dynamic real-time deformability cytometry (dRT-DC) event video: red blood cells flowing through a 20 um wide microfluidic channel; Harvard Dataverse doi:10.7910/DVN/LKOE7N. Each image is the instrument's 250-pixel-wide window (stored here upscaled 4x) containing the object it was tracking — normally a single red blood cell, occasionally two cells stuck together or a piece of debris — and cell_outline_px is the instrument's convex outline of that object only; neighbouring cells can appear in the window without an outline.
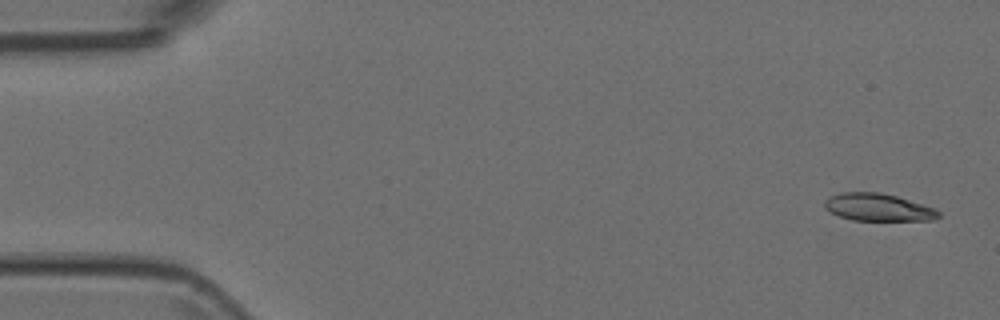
{"species": "Egyptian fruit bat (a non-hibernating species)", "species_latin": "Rousettus aegyptiacus", "temperature_condition": "room temperature", "stored_images_in_passage": 6, "camera_frame_rate_fps": 3000, "um_per_image_px": 0.085, "animal": {"sex": "female"}, "frame": {"image": 1, "passage_image": 1, "time_ms": 0.0, "image_size_px": [1000, 320], "cell_outline_px": [[940, 216], [932, 220], [852, 220], [828, 212], [824, 208], [824, 200], [840, 192], [880, 192], [896, 196], [936, 208], [940, 212]], "centroid_in_image_um": [74.62, 17.62], "position_along_channel_um": 10.4, "area_um2": 18.26}}
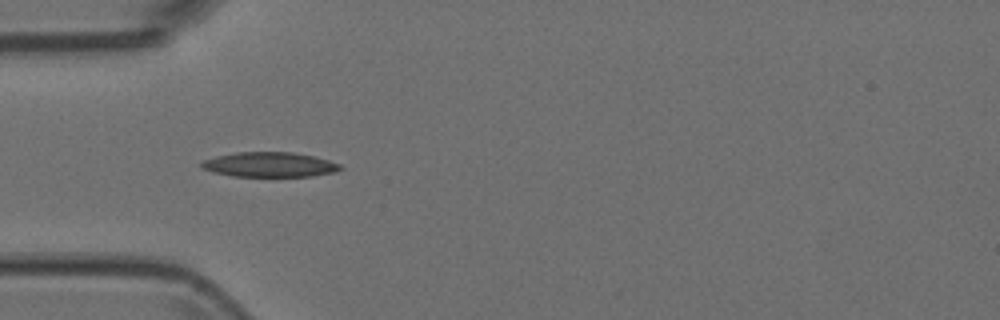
{"frame": {"image": 2, "passage_image": 5, "time_ms": 1.333, "image_size_px": [1000, 320], "cell_outline_px": [[344, 168], [336, 172], [312, 176], [232, 176], [212, 172], [200, 168], [200, 164], [204, 160], [216, 156], [236, 152], [292, 152], [312, 156], [328, 160], [340, 164]], "centroid_in_image_um": [22.9, 13.99], "position_along_channel_um": 62.1, "area_um2": 20.11}}
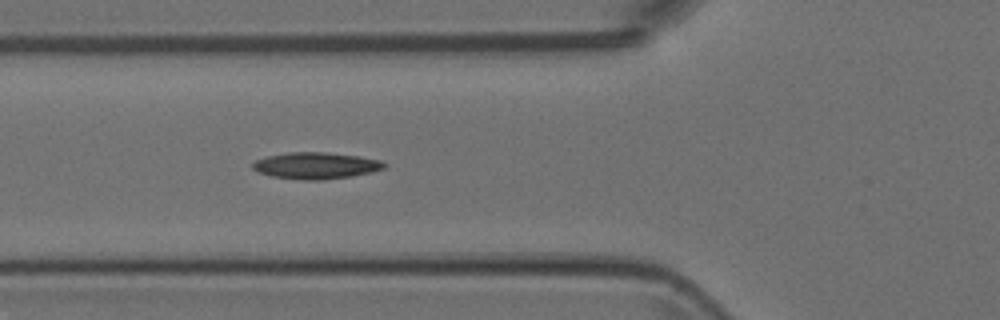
{"frame": {"image": 3, "passage_image": 6, "time_ms": 1.667, "image_size_px": [1000, 320], "cell_outline_px": [[388, 164], [384, 168], [372, 172], [352, 176], [320, 180], [304, 180], [272, 176], [260, 172], [252, 168], [252, 164], [256, 160], [268, 156], [288, 152], [324, 152], [360, 156], [380, 160]], "centroid_in_image_um": [26.89, 14.07], "position_along_channel_um": 98.9, "area_um2": 20.29}}